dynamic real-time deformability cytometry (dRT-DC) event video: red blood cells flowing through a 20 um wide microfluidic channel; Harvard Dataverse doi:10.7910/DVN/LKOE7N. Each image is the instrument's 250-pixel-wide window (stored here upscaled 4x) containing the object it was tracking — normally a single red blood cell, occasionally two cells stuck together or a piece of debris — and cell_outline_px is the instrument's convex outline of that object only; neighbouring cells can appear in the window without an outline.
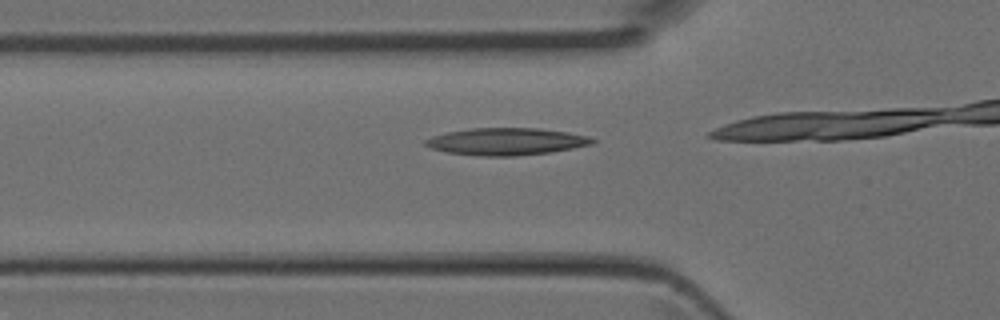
{"species": "Egyptian fruit bat (a non-hibernating species)", "species_latin": "Rousettus aegyptiacus", "temperature_condition": "room temperature", "stored_images_in_passage": 14, "camera_frame_rate_fps": 3000, "um_per_image_px": 0.085, "animal": {"sex": "female"}, "frame": {"image": 1, "passage_image": 10, "time_ms": 3.0, "image_size_px": [1000, 320], "cell_outline_px": [[596, 140], [592, 144], [552, 152], [516, 156], [480, 156], [448, 152], [428, 148], [424, 144], [424, 140], [432, 136], [448, 132], [468, 128], [540, 128], [568, 132], [588, 136]], "centroid_in_image_um": [43.02, 12.03], "position_along_channel_um": 82.8, "area_um2": 26.53}}